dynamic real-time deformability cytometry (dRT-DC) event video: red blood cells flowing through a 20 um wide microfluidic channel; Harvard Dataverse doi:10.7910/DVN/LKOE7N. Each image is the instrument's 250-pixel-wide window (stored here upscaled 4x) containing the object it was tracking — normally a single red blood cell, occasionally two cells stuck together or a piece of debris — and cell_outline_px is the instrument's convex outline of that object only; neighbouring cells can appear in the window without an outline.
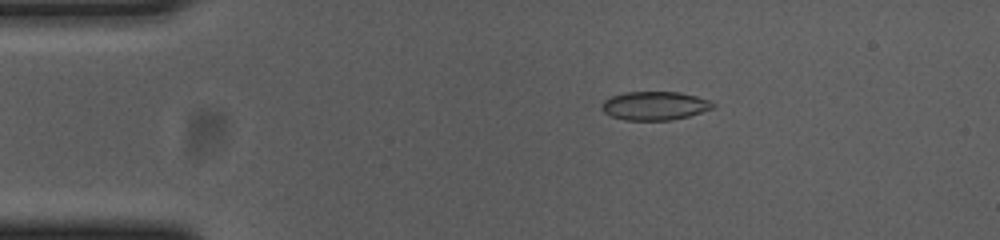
{"species": "common noctule bat (a hibernating species)", "species_latin": "Nyctalus noctula", "temperature_condition": "cold", "stored_images_in_passage": 49, "camera_frame_rate_fps": 3000, "um_per_image_px": 0.085, "animal": {"sex": "female", "body_mass_g": 23.0, "forearm_length_mm": 53.4}, "frame": {"image": 1, "passage_image": 4, "time_ms": 1.0, "image_size_px": [1000, 240], "cell_outline_px": [[716, 104], [712, 108], [688, 116], [672, 120], [624, 120], [612, 116], [604, 112], [600, 108], [600, 104], [604, 100], [612, 96], [628, 92], [680, 92], [696, 96], [708, 100]], "centroid_in_image_um": [55.62, 8.99], "position_along_channel_um": 29.4, "area_um2": 18.44}}
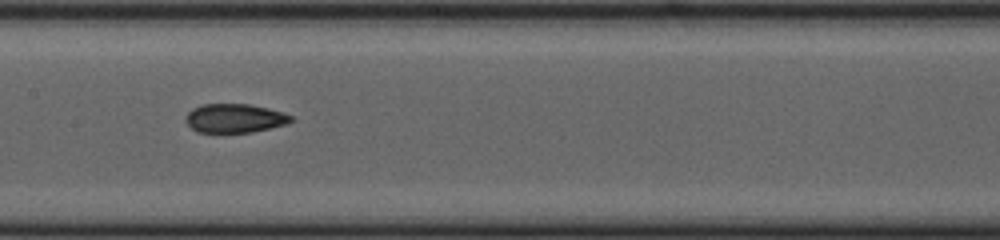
{"frame": {"image": 2, "passage_image": 21, "time_ms": 6.667, "image_size_px": [1000, 240], "cell_outline_px": [[292, 120], [288, 124], [252, 132], [196, 132], [184, 120], [184, 116], [192, 108], [200, 104], [248, 104], [268, 108], [284, 112], [292, 116]], "centroid_in_image_um": [19.93, 10.04], "position_along_channel_um": 187.5, "area_um2": 17.86}}
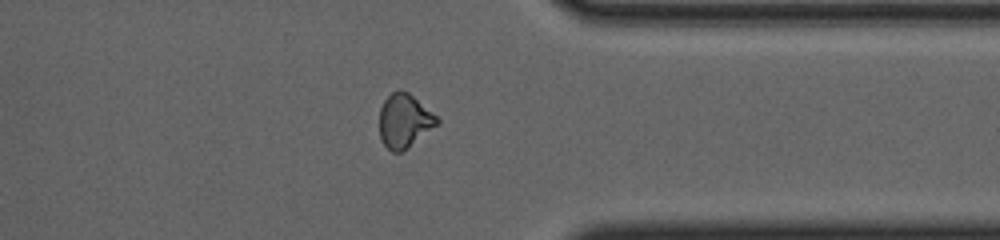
{"frame": {"image": 3, "passage_image": 37, "time_ms": 12.0, "image_size_px": [1000, 240], "cell_outline_px": [[440, 124], [400, 152], [392, 152], [380, 140], [380, 108], [384, 100], [392, 92], [400, 88], [408, 92], [436, 116], [440, 120]], "centroid_in_image_um": [34.36, 10.26], "position_along_channel_um": 377.0, "area_um2": 17.92}, "authors_computed_cell_mechanics": {"area_um2": 18.207, "velocity_mm_per_s": 3.6863, "shape_relaxation_time_tau1_ms": null, "shape_relaxation_time_tau2_ms": 3.4891, "deformation_change_tau1": null, "deformation_change_tau2": 0.0673}}